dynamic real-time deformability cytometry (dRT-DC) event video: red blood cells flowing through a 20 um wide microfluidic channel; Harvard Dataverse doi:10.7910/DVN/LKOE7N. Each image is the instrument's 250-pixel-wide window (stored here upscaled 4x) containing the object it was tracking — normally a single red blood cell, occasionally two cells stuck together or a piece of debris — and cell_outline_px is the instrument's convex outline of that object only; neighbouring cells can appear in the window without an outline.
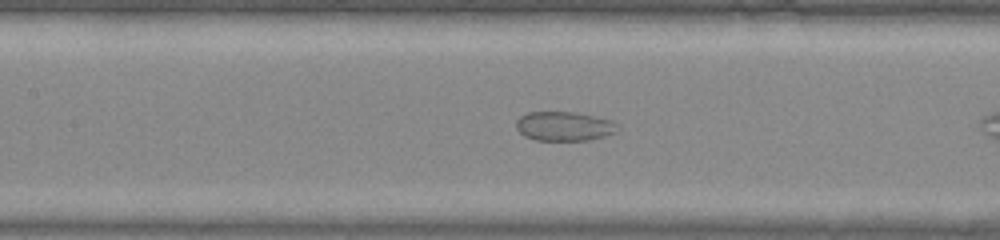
{"species": "common noctule bat (a hibernating species)", "species_latin": "Nyctalus noctula", "temperature_condition": "warm", "stored_images_in_passage": 24, "camera_frame_rate_fps": 3000, "um_per_image_px": 0.085, "animal": {"sex": "male", "body_mass_g": 20.0, "forearm_length_mm": 53.3}, "frame": {"image": 1, "passage_image": 8, "time_ms": 2.333, "image_size_px": [1000, 240], "cell_outline_px": [[620, 128], [616, 132], [604, 136], [588, 140], [536, 140], [524, 136], [516, 128], [516, 120], [520, 116], [528, 112], [576, 112], [612, 120]], "centroid_in_image_um": [47.95, 10.72], "position_along_channel_um": 159.4, "area_um2": 17.34}}
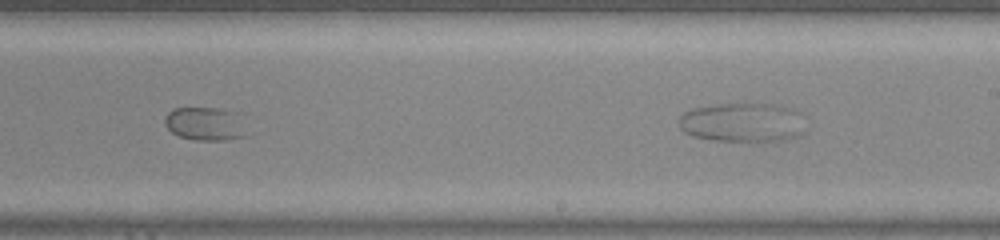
{"frame": {"image": 2, "passage_image": 16, "time_ms": 5.0, "image_size_px": [1000, 240], "cell_outline_px": [[244, 136], [228, 140], [196, 140], [180, 136], [172, 132], [164, 124], [164, 120], [168, 112], [172, 108], [216, 108], [236, 112]], "centroid_in_image_um": [17.34, 10.52], "position_along_channel_um": 271.7, "area_um2": 15.49}}
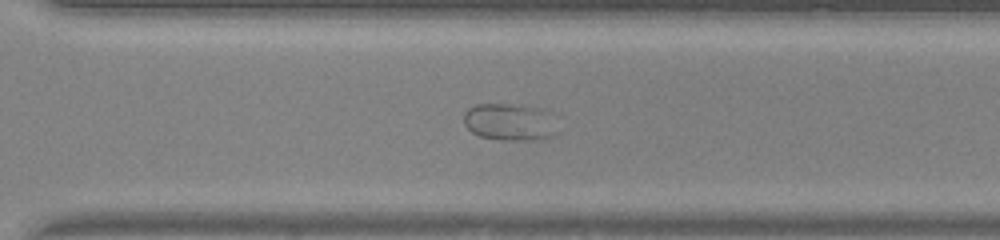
{"frame": {"image": 3, "passage_image": 20, "time_ms": 6.333, "image_size_px": [1000, 240], "cell_outline_px": [[560, 132], [552, 136], [536, 140], [500, 140], [480, 136], [472, 132], [464, 124], [464, 112], [468, 108], [476, 104], [512, 104], [544, 108], [552, 112]], "centroid_in_image_um": [43.4, 10.36], "position_along_channel_um": 327.2, "area_um2": 20.92}}